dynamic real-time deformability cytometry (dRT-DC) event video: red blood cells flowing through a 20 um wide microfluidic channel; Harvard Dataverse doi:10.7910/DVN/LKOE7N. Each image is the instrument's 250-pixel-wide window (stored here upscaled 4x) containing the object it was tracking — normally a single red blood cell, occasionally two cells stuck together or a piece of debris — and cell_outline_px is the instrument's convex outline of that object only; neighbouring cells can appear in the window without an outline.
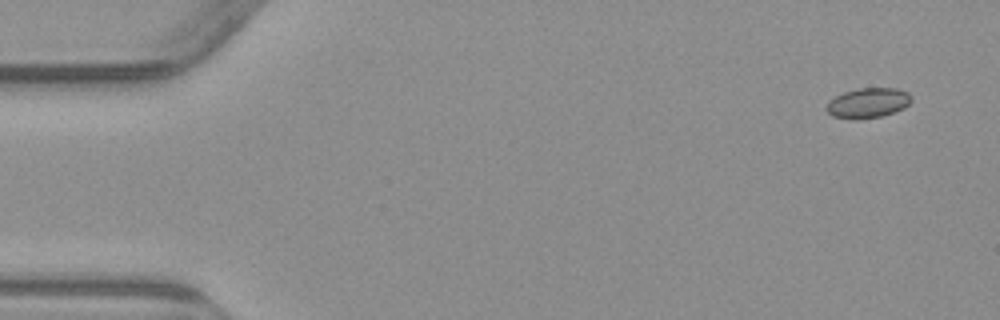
{"species": "common noctule bat (a hibernating species)", "species_latin": "Nyctalus noctula", "temperature_condition": "warm", "stored_images_in_passage": 4, "camera_frame_rate_fps": 3000, "um_per_image_px": 0.085, "animal": {"sex": "male", "body_mass_g": 23.1, "forearm_length_mm": 52.7}, "frame": {"image": 1, "passage_image": 1, "time_ms": 0.0, "image_size_px": [1000, 320], "cell_outline_px": [[912, 100], [904, 108], [880, 116], [856, 120], [852, 120], [832, 116], [828, 112], [828, 100], [844, 92], [856, 88], [896, 88], [908, 92], [912, 96]], "centroid_in_image_um": [73.78, 8.74], "position_along_channel_um": 11.2, "area_um2": 14.85}}
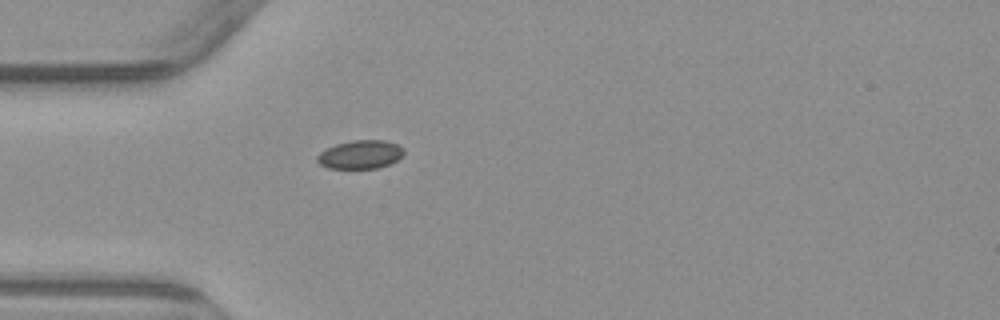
{"frame": {"image": 2, "passage_image": 4, "time_ms": 4.333, "image_size_px": [1000, 320], "cell_outline_px": [[404, 152], [396, 160], [388, 164], [376, 168], [328, 168], [320, 164], [316, 160], [316, 156], [320, 152], [336, 144], [352, 140], [388, 140], [404, 148]], "centroid_in_image_um": [30.61, 13.12], "position_along_channel_um": 54.4, "area_um2": 14.28}}